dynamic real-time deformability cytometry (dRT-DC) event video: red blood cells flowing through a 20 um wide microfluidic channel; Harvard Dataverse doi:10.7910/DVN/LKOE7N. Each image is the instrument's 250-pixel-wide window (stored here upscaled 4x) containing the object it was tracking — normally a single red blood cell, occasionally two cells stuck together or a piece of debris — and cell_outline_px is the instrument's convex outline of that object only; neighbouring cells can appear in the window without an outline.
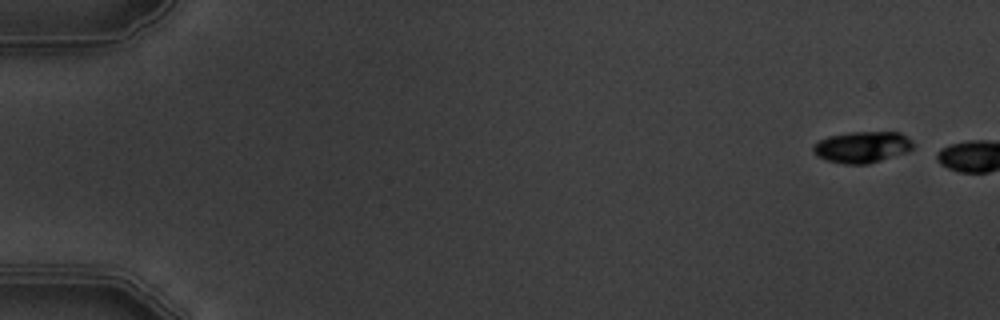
{"species": "common noctule bat (a hibernating species)", "species_latin": "Nyctalus noctula", "temperature_condition": "warm", "stored_images_in_passage": 2, "camera_frame_rate_fps": 3000, "um_per_image_px": 0.085, "animal": {"sex": "male", "body_mass_g": 19.5, "forearm_length_mm": 54.6}, "frame": {"image": 1, "passage_image": 1, "time_ms": 0.0, "image_size_px": [1000, 320], "cell_outline_px": [[912, 148], [904, 152], [868, 164], [844, 164], [828, 160], [816, 156], [812, 148], [820, 140], [828, 136], [852, 132], [900, 132], [912, 140]], "centroid_in_image_um": [73.26, 12.49], "position_along_channel_um": 11.7, "area_um2": 17.92}}